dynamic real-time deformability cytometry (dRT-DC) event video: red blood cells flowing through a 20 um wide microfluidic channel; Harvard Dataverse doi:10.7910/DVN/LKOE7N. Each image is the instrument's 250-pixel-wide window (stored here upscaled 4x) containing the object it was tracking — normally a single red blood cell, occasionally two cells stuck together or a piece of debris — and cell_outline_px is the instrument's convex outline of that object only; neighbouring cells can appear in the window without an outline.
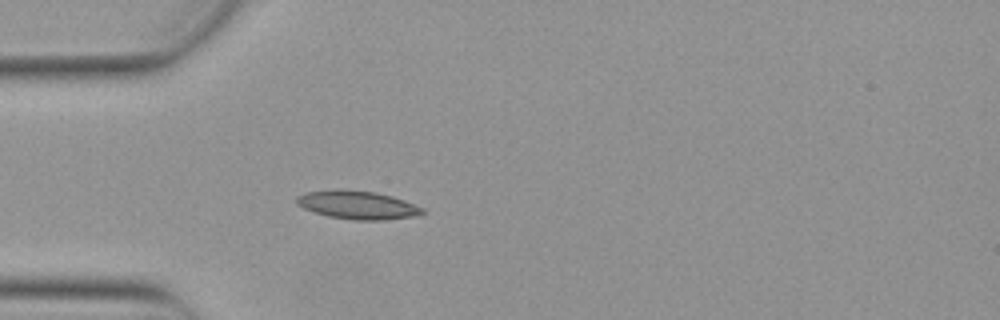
{"species": "Egyptian fruit bat (a non-hibernating species)", "species_latin": "Rousettus aegyptiacus", "temperature_condition": "warm", "stored_images_in_passage": 38, "camera_frame_rate_fps": 3000, "um_per_image_px": 0.085, "animal": {"sex": "female"}, "frame": {"image": 1, "passage_image": 1, "time_ms": 0.0, "image_size_px": [1000, 320], "cell_outline_px": [[424, 212], [412, 216], [384, 220], [352, 220], [328, 216], [304, 208], [296, 204], [296, 196], [304, 192], [336, 188], [376, 192], [392, 196], [404, 200], [424, 208]], "centroid_in_image_um": [30.34, 17.4], "position_along_channel_um": 54.7, "area_um2": 20.87}}
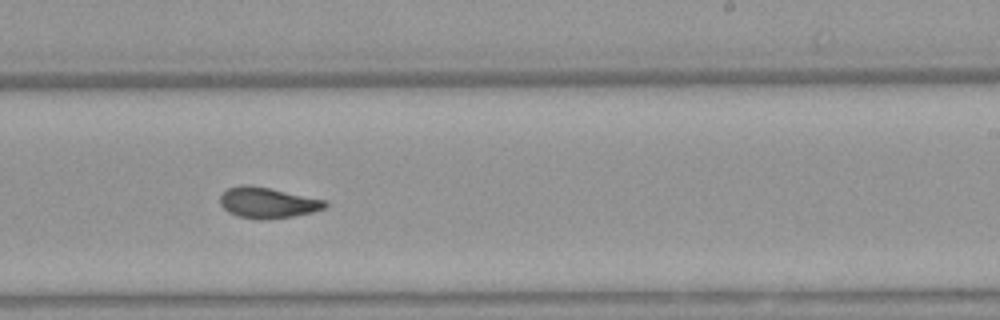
{"frame": {"image": 2, "passage_image": 18, "time_ms": 5.667, "image_size_px": [1000, 320], "cell_outline_px": [[328, 204], [324, 208], [312, 212], [292, 216], [268, 220], [260, 220], [240, 216], [228, 212], [220, 204], [220, 196], [228, 188], [240, 184], [248, 184], [268, 188], [324, 200]], "centroid_in_image_um": [22.7, 17.23], "position_along_channel_um": 266.3, "area_um2": 18.61}}
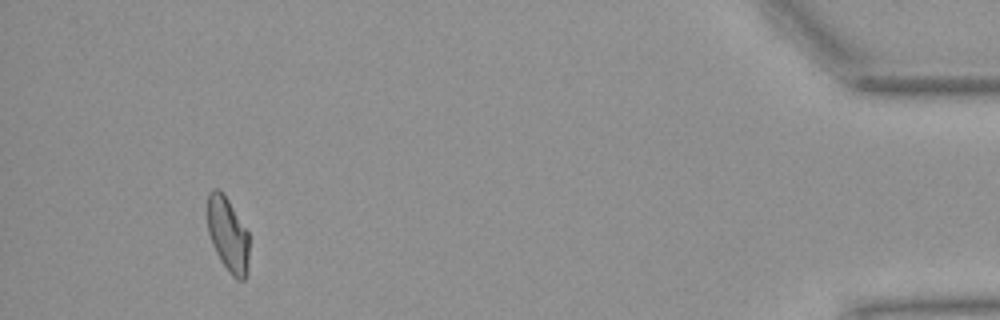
{"frame": {"image": 3, "passage_image": 35, "time_ms": 11.333, "image_size_px": [1000, 320], "cell_outline_px": [[248, 272], [244, 280], [236, 280], [228, 272], [220, 260], [212, 244], [208, 232], [208, 192], [212, 188], [216, 188], [228, 200], [248, 232]], "centroid_in_image_um": [19.37, 19.99], "position_along_channel_um": 415.8, "area_um2": 17.98}, "authors_computed_cell_mechanics": {"area_um2": 18.7272, "velocity_mm_per_s": 3.875, "shape_relaxation_time_tau1_ms": 5.0301, "shape_relaxation_time_tau2_ms": 1.7888, "deformation_change_tau1": 0.1714, "deformation_change_tau2": 0.0871}}